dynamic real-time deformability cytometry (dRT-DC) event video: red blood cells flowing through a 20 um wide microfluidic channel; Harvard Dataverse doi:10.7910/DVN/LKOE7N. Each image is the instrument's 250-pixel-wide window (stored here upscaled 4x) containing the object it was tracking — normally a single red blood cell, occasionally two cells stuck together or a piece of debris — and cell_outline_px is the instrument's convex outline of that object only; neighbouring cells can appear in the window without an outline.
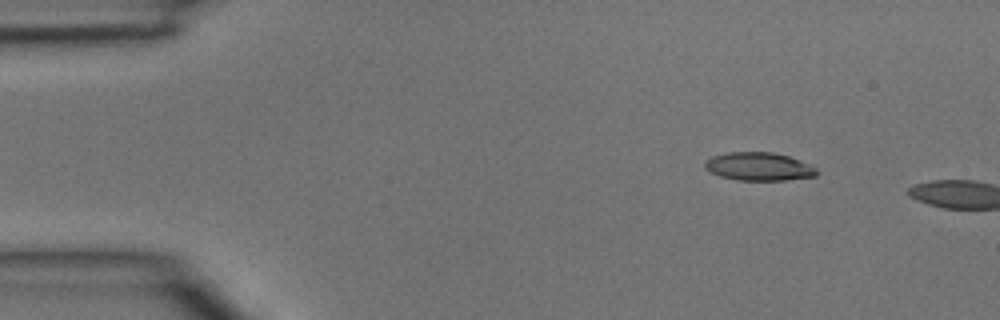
{"species": "common noctule bat (a hibernating species)", "species_latin": "Nyctalus noctula", "temperature_condition": "room temperature", "stored_images_in_passage": 2, "camera_frame_rate_fps": 3000, "um_per_image_px": 0.085, "animal": {"sex": "male", "body_mass_g": 15.6}, "frame": {"image": 1, "passage_image": 1, "time_ms": 0.0, "image_size_px": [1000, 320], "cell_outline_px": [[820, 172], [816, 176], [784, 180], [736, 180], [720, 176], [704, 168], [704, 160], [712, 156], [728, 152], [772, 152], [788, 156], [808, 164], [816, 168]], "centroid_in_image_um": [64.48, 14.15], "position_along_channel_um": 20.5, "area_um2": 18.38}}